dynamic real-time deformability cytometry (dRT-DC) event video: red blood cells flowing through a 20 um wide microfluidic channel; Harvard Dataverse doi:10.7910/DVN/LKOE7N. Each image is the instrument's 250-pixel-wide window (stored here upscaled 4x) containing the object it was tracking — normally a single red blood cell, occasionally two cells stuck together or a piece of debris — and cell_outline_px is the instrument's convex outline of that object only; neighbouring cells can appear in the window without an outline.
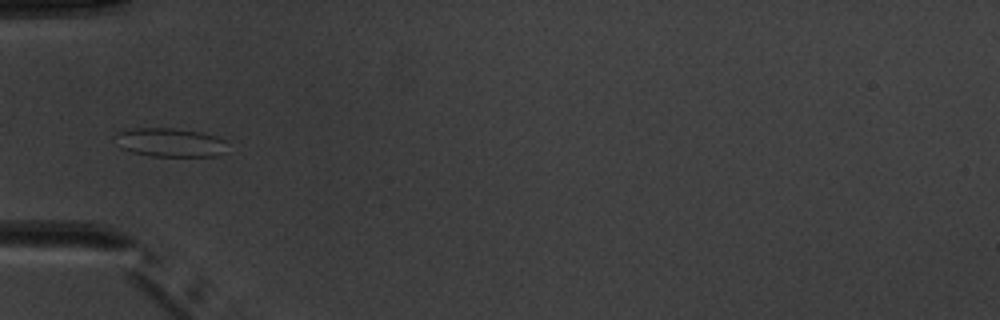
{"species": "common noctule bat (a hibernating species)", "species_latin": "Nyctalus noctula", "temperature_condition": "warm", "stored_images_in_passage": 7, "camera_frame_rate_fps": 3000, "um_per_image_px": 0.085, "animal": {"sex": "male", "body_mass_g": 20.1, "forearm_length_mm": 53.5}, "frame": {"image": 1, "passage_image": 6, "time_ms": 5.667, "image_size_px": [1000, 320], "cell_outline_px": [[224, 140], [220, 152], [216, 156], [152, 156], [132, 152], [120, 148], [112, 136], [120, 132], [136, 128], [172, 128], [200, 132], [216, 136]], "centroid_in_image_um": [14.35, 12.1], "position_along_channel_um": 70.7, "area_um2": 18.44}}
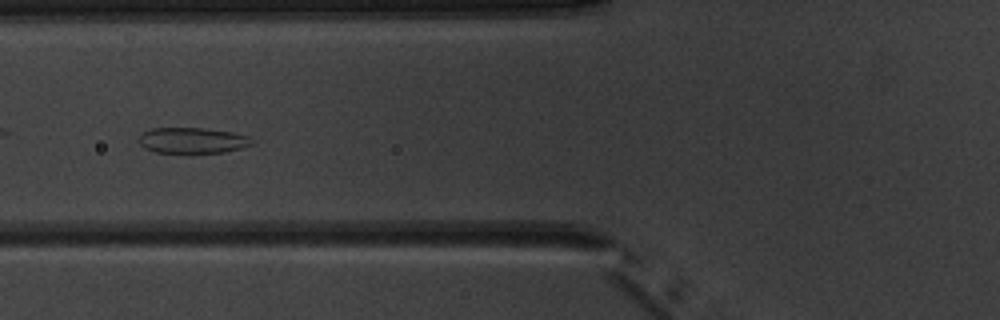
{"frame": {"image": 2, "passage_image": 7, "time_ms": 6.667, "image_size_px": [1000, 320], "cell_outline_px": [[256, 140], [252, 144], [240, 148], [224, 152], [192, 156], [188, 156], [156, 152], [144, 148], [140, 144], [140, 136], [144, 132], [152, 128], [204, 128], [232, 132], [248, 136]], "centroid_in_image_um": [16.37, 11.99], "position_along_channel_um": 109.4, "area_um2": 17.8}}